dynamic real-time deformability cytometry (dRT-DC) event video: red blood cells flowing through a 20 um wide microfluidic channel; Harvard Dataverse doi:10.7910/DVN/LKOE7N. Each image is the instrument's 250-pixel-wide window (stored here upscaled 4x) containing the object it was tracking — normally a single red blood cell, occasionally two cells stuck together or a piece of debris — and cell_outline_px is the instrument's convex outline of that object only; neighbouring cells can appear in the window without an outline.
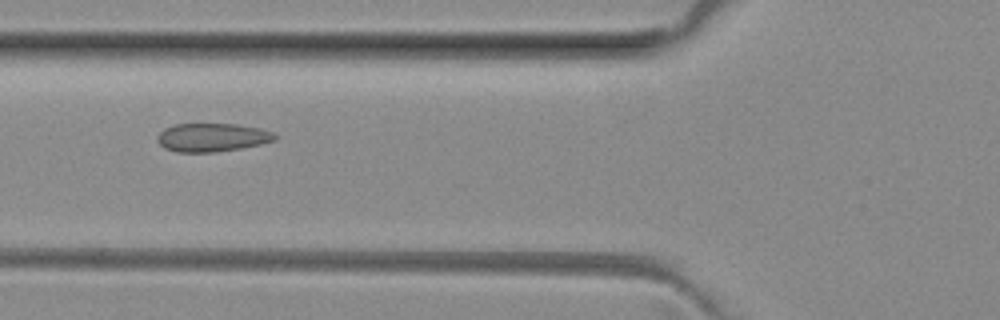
{"species": "common noctule bat (a hibernating species)", "species_latin": "Nyctalus noctula", "temperature_condition": "room temperature", "stored_images_in_passage": 12, "camera_frame_rate_fps": 3000, "um_per_image_px": 0.085, "animal": {"sex": "female", "body_mass_g": 29.2, "forearm_length_mm": 56.3}, "frame": {"image": 1, "passage_image": 4, "time_ms": 1.0, "image_size_px": [1000, 320], "cell_outline_px": [[276, 140], [260, 144], [240, 148], [216, 152], [180, 152], [164, 148], [156, 140], [156, 136], [164, 128], [176, 124], [236, 124], [260, 128], [272, 132], [276, 136]], "centroid_in_image_um": [18.01, 11.68], "position_along_channel_um": 107.8, "area_um2": 19.42}}
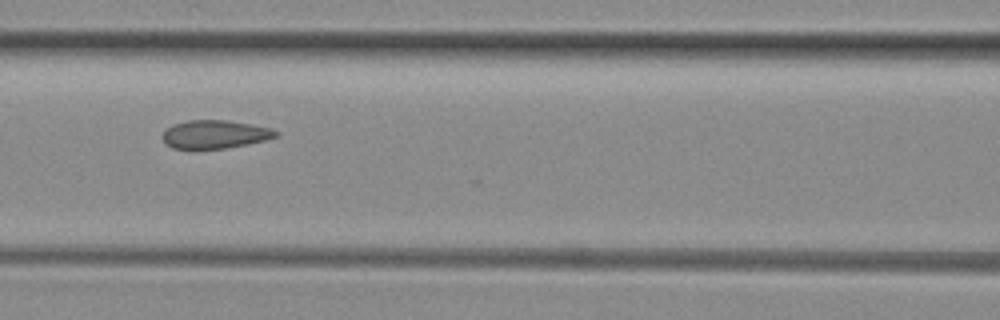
{"frame": {"image": 2, "passage_image": 7, "time_ms": 2.0, "image_size_px": [1000, 320], "cell_outline_px": [[280, 136], [264, 140], [224, 148], [192, 152], [172, 148], [164, 144], [160, 136], [172, 124], [188, 120], [228, 120], [252, 124], [272, 128], [280, 132]], "centroid_in_image_um": [18.2, 11.45], "position_along_channel_um": 148.4, "area_um2": 19.48}}
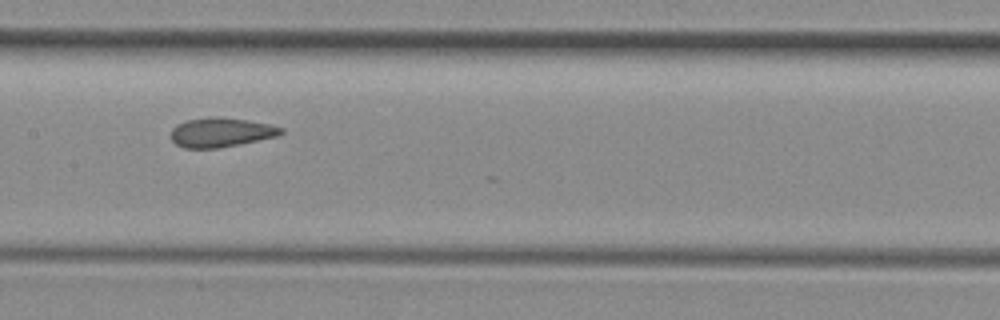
{"frame": {"image": 3, "passage_image": 10, "time_ms": 3.0, "image_size_px": [1000, 320], "cell_outline_px": [[284, 132], [276, 136], [216, 148], [184, 148], [176, 144], [172, 140], [172, 128], [176, 124], [188, 120], [208, 116], [220, 116], [248, 120], [268, 124], [284, 128]], "centroid_in_image_um": [18.75, 11.23], "position_along_channel_um": 188.6, "area_um2": 18.67}}